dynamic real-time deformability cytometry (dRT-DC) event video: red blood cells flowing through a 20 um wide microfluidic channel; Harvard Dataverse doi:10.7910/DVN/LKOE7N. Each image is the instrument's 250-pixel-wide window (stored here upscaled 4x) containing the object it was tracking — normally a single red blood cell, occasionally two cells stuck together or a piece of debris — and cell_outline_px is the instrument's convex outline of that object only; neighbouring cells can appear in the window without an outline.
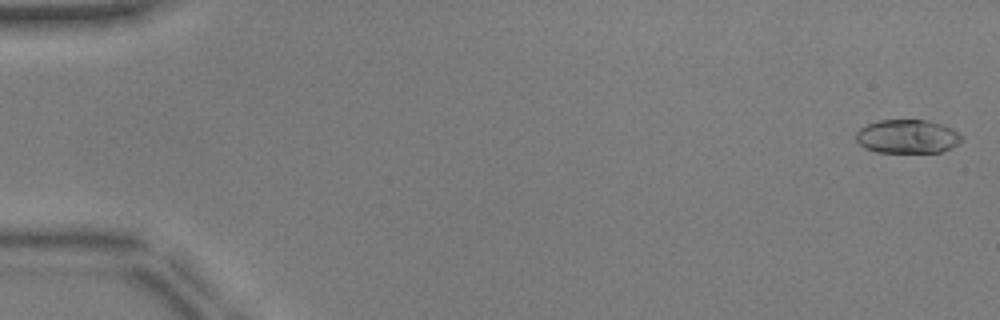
{"species": "common noctule bat (a hibernating species)", "species_latin": "Nyctalus noctula", "temperature_condition": "warm", "stored_images_in_passage": 13, "camera_frame_rate_fps": 3000, "um_per_image_px": 0.085, "animal": {"sex": "male", "body_mass_g": 17.9, "forearm_length_mm": 54.2}, "frame": {"image": 1, "passage_image": 1, "time_ms": 0.0, "image_size_px": [1000, 320], "cell_outline_px": [[964, 140], [952, 148], [940, 152], [876, 152], [864, 148], [856, 140], [856, 132], [860, 128], [868, 124], [880, 120], [924, 120], [940, 124], [952, 128], [964, 136]], "centroid_in_image_um": [77.16, 11.61], "position_along_channel_um": 7.8, "area_um2": 20.87}}
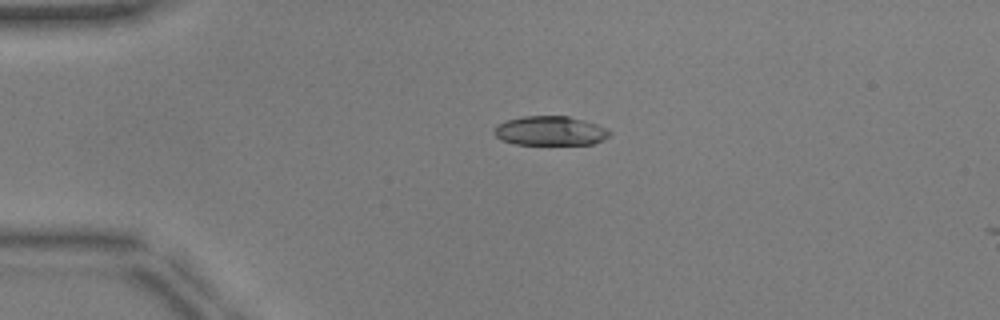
{"frame": {"image": 2, "passage_image": 12, "time_ms": 3.667, "image_size_px": [1000, 320], "cell_outline_px": [[612, 136], [604, 140], [592, 144], [516, 144], [500, 140], [492, 132], [496, 124], [508, 120], [524, 116], [568, 116], [596, 124], [608, 128], [612, 132]], "centroid_in_image_um": [46.79, 11.13], "position_along_channel_um": 38.2, "area_um2": 19.88}}